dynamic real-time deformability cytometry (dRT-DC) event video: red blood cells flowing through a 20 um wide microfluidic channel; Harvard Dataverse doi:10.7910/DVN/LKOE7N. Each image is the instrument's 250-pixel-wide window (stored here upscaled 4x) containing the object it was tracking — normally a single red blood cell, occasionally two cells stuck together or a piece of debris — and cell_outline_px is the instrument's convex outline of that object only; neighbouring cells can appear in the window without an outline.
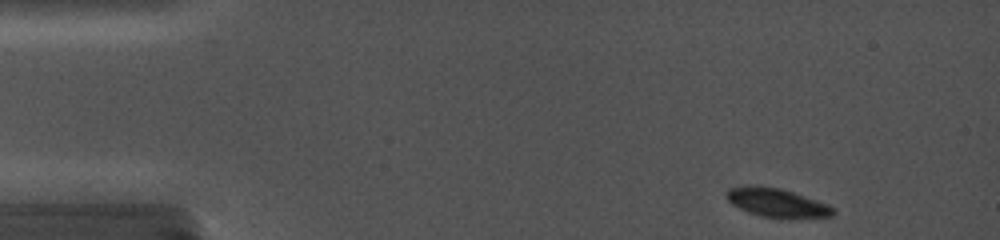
{"species": "common noctule bat (a hibernating species)", "species_latin": "Nyctalus noctula", "temperature_condition": "cold", "stored_images_in_passage": 59, "camera_frame_rate_fps": 5000, "um_per_image_px": 0.085, "animal": {"sex": "female", "body_mass_g": 19.0, "forearm_length_mm": 56.7}, "frame": {"image": 1, "passage_image": 1, "time_ms": 0.0, "image_size_px": [1000, 240], "cell_outline_px": [[836, 212], [832, 216], [760, 216], [748, 212], [732, 204], [724, 196], [728, 188], [744, 184], [756, 184], [780, 188], [828, 204], [836, 208]], "centroid_in_image_um": [65.94, 17.16], "position_along_channel_um": 19.1, "area_um2": 17.57}}
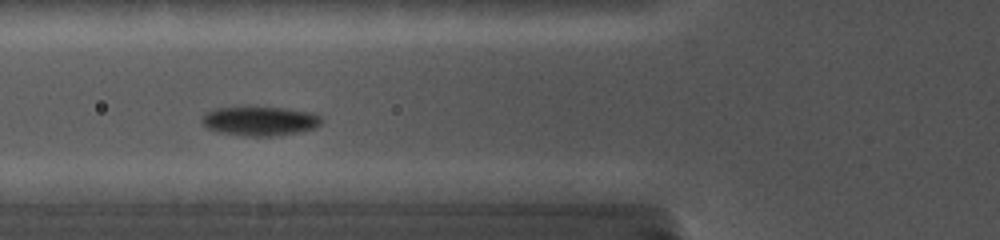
{"frame": {"image": 2, "passage_image": 20, "time_ms": 4.8, "image_size_px": [1000, 240], "cell_outline_px": [[320, 124], [316, 128], [300, 132], [272, 136], [244, 136], [216, 132], [208, 128], [204, 124], [204, 112], [216, 108], [284, 108], [308, 112], [320, 116]], "centroid_in_image_um": [22.09, 10.31], "position_along_channel_um": 103.7, "area_um2": 20.0}}
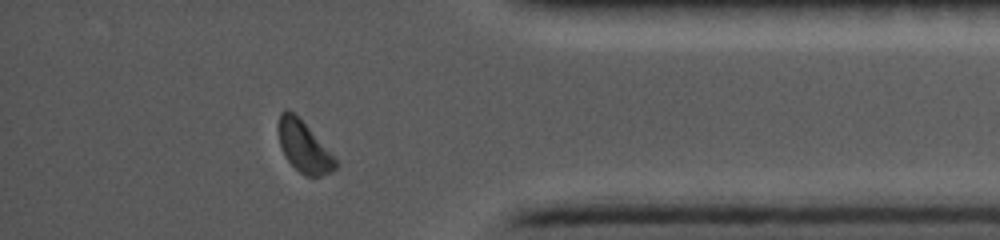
{"frame": {"image": 3, "passage_image": 53, "time_ms": 13.2, "image_size_px": [1000, 240], "cell_outline_px": [[336, 168], [320, 176], [308, 176], [300, 172], [288, 160], [280, 144], [280, 112], [284, 108], [288, 108], [304, 124], [336, 160]], "centroid_in_image_um": [25.81, 12.48], "position_along_channel_um": 409.4, "area_um2": 15.84}}